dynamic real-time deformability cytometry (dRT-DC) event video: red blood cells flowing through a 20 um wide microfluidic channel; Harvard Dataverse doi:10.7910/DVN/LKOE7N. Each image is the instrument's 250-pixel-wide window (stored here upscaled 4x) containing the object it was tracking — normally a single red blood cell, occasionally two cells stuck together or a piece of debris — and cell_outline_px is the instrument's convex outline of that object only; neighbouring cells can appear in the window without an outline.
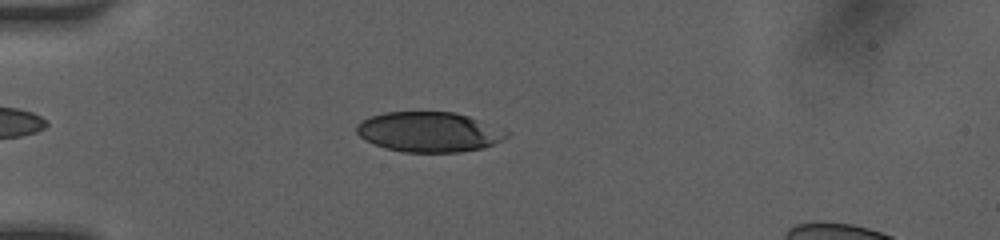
{"species": "human", "species_latin": "Homo sapiens", "temperature_condition": "room temperature", "stored_images_in_passage": 44, "camera_frame_rate_fps": 3000, "um_per_image_px": 0.085, "donor": {"sex": "female"}, "frame": {"image": 1, "passage_image": 8, "time_ms": 2.333, "image_size_px": [1000, 240], "cell_outline_px": [[508, 136], [484, 148], [460, 152], [404, 152], [384, 148], [360, 136], [356, 132], [356, 124], [360, 120], [368, 116], [384, 112], [452, 112], [468, 116], [504, 128], [508, 132]], "centroid_in_image_um": [36.46, 11.21], "position_along_channel_um": 48.5, "area_um2": 35.08}}
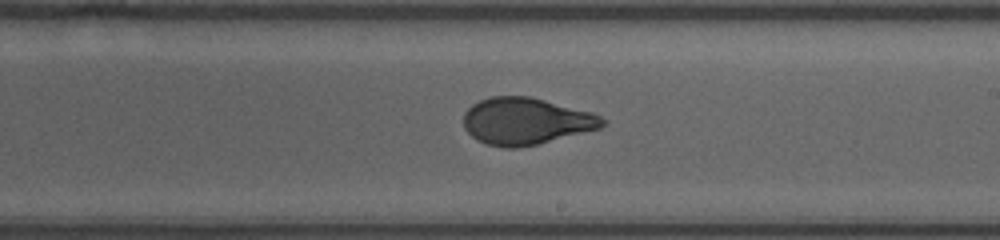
{"frame": {"image": 2, "passage_image": 24, "time_ms": 7.667, "image_size_px": [1000, 240], "cell_outline_px": [[608, 120], [600, 128], [536, 144], [516, 148], [504, 148], [484, 144], [476, 140], [464, 128], [464, 112], [472, 104], [480, 100], [492, 96], [532, 96], [592, 112]], "centroid_in_image_um": [44.68, 10.29], "position_along_channel_um": 244.3, "area_um2": 38.03}}
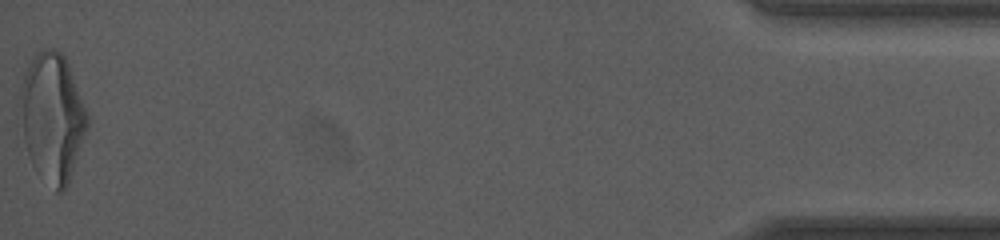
{"frame": {"image": 3, "passage_image": 44, "time_ms": 14.333, "image_size_px": [1000, 240], "cell_outline_px": [[88, 128], [68, 184], [64, 192], [56, 192], [32, 164], [28, 156], [24, 140], [16, 104], [20, 88], [24, 76], [32, 60], [40, 48], [56, 48], [64, 56], [68, 64], [88, 116]], "centroid_in_image_um": [4.42, 9.97], "position_along_channel_um": 430.8, "area_um2": 50.4}, "authors_computed_cell_mechanics": {"area_um2": 37.9168, "velocity_mm_per_s": 4.1248, "shape_relaxation_time_tau1_ms": 4.7217, "shape_relaxation_time_tau2_ms": 0.7571, "deformation_change_tau1": 0.1972, "deformation_change_tau2": 0.0717}}